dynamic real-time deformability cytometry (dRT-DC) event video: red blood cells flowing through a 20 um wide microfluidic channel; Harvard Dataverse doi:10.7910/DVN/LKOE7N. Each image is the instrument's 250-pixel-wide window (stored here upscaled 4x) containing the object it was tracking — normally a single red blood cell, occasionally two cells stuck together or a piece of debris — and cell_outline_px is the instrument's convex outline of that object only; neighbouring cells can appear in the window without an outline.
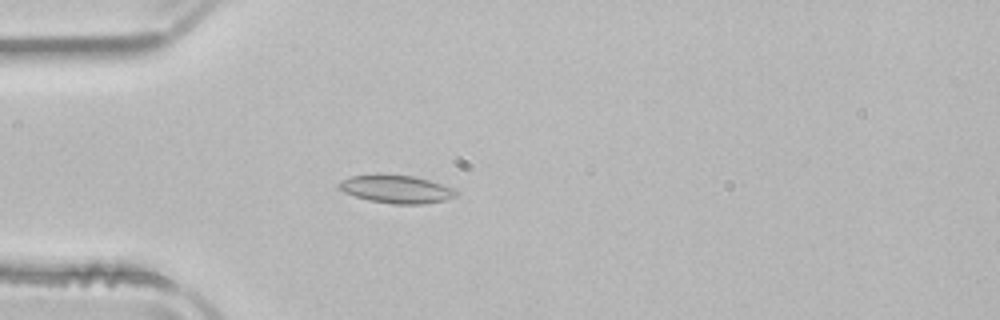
{"species": "common noctule bat (a hibernating species)", "species_latin": "Nyctalus noctula", "temperature_condition": "room temperature", "stored_images_in_passage": 43, "camera_frame_rate_fps": 3000, "um_per_image_px": 0.085, "animal": {"sex": "male", "body_mass_g": 21.5, "forearm_length_mm": 52.0}, "frame": {"image": 1, "passage_image": 6, "time_ms": 1.667, "image_size_px": [1000, 320], "cell_outline_px": [[460, 192], [456, 196], [444, 200], [424, 204], [392, 204], [368, 200], [344, 192], [336, 188], [336, 184], [340, 180], [348, 176], [376, 172], [380, 172], [412, 176], [428, 180], [456, 188]], "centroid_in_image_um": [33.63, 16.04], "position_along_channel_um": 51.4, "area_um2": 19.88}}
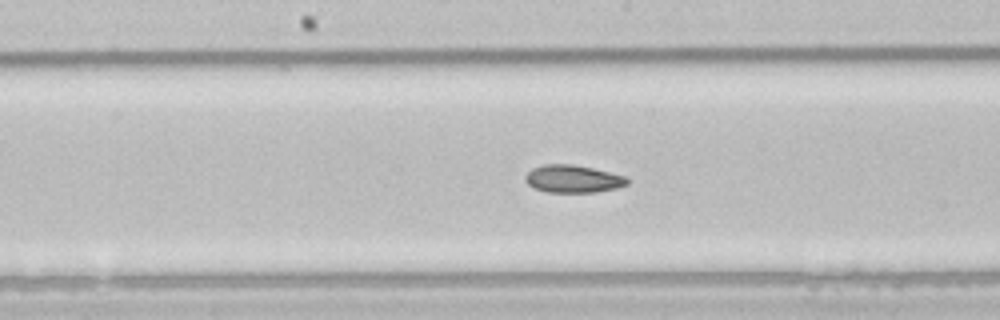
{"frame": {"image": 2, "passage_image": 18, "time_ms": 5.667, "image_size_px": [1000, 320], "cell_outline_px": [[628, 184], [616, 188], [596, 192], [548, 192], [536, 188], [528, 184], [524, 180], [524, 176], [532, 168], [544, 164], [572, 164], [592, 168], [628, 176]], "centroid_in_image_um": [48.71, 15.2], "position_along_channel_um": 199.5, "area_um2": 16.42}}
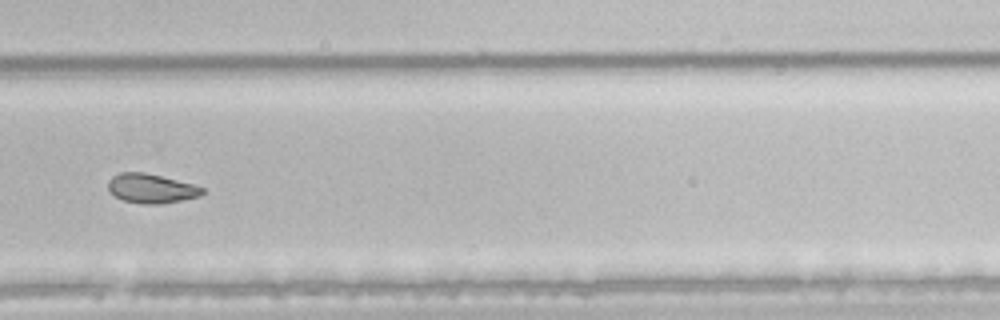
{"frame": {"image": 3, "passage_image": 27, "time_ms": 8.667, "image_size_px": [1000, 320], "cell_outline_px": [[204, 192], [200, 196], [160, 204], [140, 204], [124, 200], [108, 192], [108, 180], [112, 176], [120, 172], [144, 172], [192, 184], [204, 188]], "centroid_in_image_um": [12.81, 16.02], "position_along_channel_um": 317.0, "area_um2": 16.01}, "authors_computed_cell_mechanics": {"area_um2": 17.5134, "velocity_mm_per_s": 3.9373, "shape_relaxation_time_tau1_ms": null, "shape_relaxation_time_tau2_ms": 2.7307, "deformation_change_tau1": null, "deformation_change_tau2": 0.0698}}